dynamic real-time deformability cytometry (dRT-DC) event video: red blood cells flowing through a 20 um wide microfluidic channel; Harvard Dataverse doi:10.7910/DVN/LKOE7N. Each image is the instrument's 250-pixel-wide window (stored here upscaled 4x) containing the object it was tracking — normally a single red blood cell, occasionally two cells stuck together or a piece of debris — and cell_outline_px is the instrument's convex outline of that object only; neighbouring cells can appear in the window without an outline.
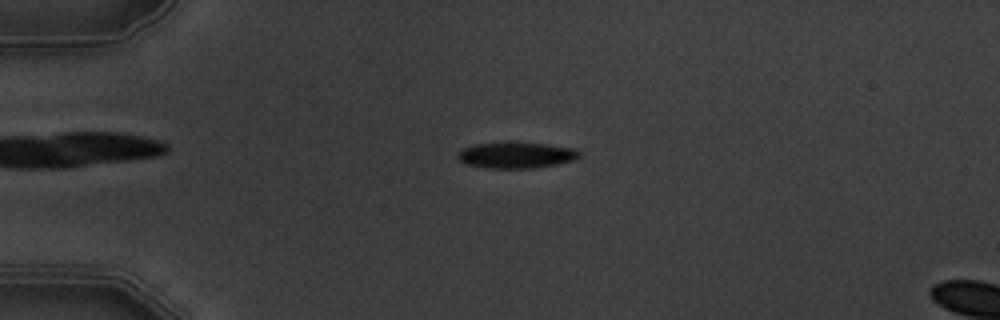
{"species": "common noctule bat (a hibernating species)", "species_latin": "Nyctalus noctula", "temperature_condition": "warm", "stored_images_in_passage": 5, "segment_of_instrument_passage": [1, 2], "camera_frame_rate_fps": 3000, "um_per_image_px": 0.085, "animal": {"sex": "male", "body_mass_g": 19.5, "forearm_length_mm": 54.6}, "frame": {"image": 1, "passage_image": 4, "time_ms": 3.333, "image_size_px": [1000, 320], "cell_outline_px": [[580, 156], [572, 160], [556, 164], [532, 168], [488, 168], [468, 164], [460, 160], [456, 156], [464, 148], [476, 144], [504, 140], [548, 144], [576, 148], [580, 152]], "centroid_in_image_um": [43.89, 13.15], "position_along_channel_um": 41.1, "area_um2": 18.79}}